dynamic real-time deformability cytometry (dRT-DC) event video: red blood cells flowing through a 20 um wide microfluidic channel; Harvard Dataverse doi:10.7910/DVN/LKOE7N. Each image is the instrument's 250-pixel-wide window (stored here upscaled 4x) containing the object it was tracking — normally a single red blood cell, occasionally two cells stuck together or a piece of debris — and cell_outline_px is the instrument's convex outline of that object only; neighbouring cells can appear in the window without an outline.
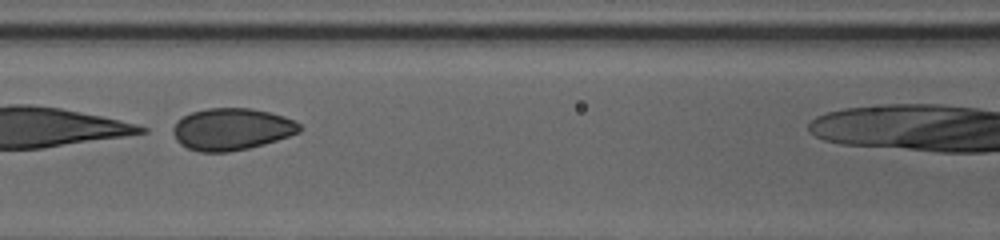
{"species": "human", "species_latin": "Homo sapiens", "temperature_condition": "cold", "stored_images_in_passage": 39, "camera_frame_rate_fps": 3000, "um_per_image_px": 0.085, "donor": {"sex": "female"}, "frame": {"image": 1, "passage_image": 18, "time_ms": 5.667, "image_size_px": [1000, 240], "cell_outline_px": [[300, 132], [264, 144], [248, 148], [228, 152], [200, 152], [188, 148], [180, 144], [176, 140], [172, 132], [172, 128], [176, 120], [192, 112], [208, 108], [252, 108], [284, 116], [300, 124]], "centroid_in_image_um": [19.65, 10.98], "position_along_channel_um": 146.9, "area_um2": 30.87}}
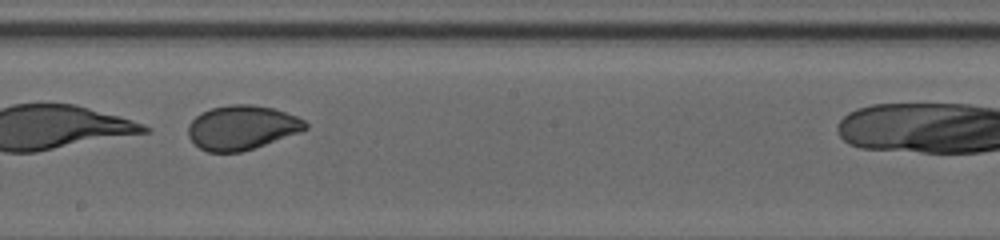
{"frame": {"image": 2, "passage_image": 24, "time_ms": 7.667, "image_size_px": [1000, 240], "cell_outline_px": [[308, 128], [300, 132], [240, 152], [208, 152], [200, 148], [188, 136], [188, 124], [200, 112], [212, 108], [232, 104], [252, 104], [272, 108], [296, 116], [304, 120], [308, 124]], "centroid_in_image_um": [20.54, 10.83], "position_along_channel_um": 227.7, "area_um2": 30.0}}
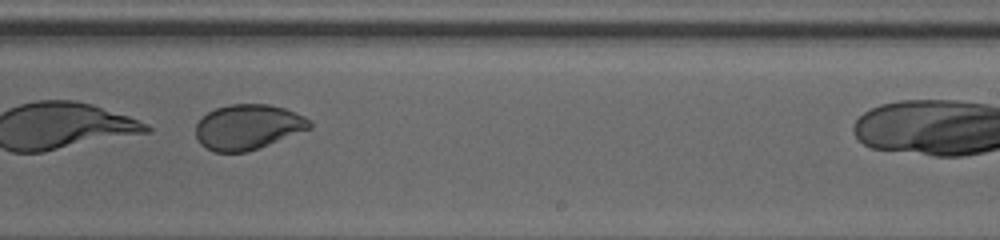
{"frame": {"image": 3, "passage_image": 27, "time_ms": 8.667, "image_size_px": [1000, 240], "cell_outline_px": [[312, 128], [268, 144], [244, 152], [216, 152], [200, 144], [196, 136], [196, 124], [208, 112], [216, 108], [228, 104], [268, 104], [284, 108], [304, 116], [312, 124]], "centroid_in_image_um": [21.06, 10.78], "position_along_channel_um": 267.9, "area_um2": 29.59}}